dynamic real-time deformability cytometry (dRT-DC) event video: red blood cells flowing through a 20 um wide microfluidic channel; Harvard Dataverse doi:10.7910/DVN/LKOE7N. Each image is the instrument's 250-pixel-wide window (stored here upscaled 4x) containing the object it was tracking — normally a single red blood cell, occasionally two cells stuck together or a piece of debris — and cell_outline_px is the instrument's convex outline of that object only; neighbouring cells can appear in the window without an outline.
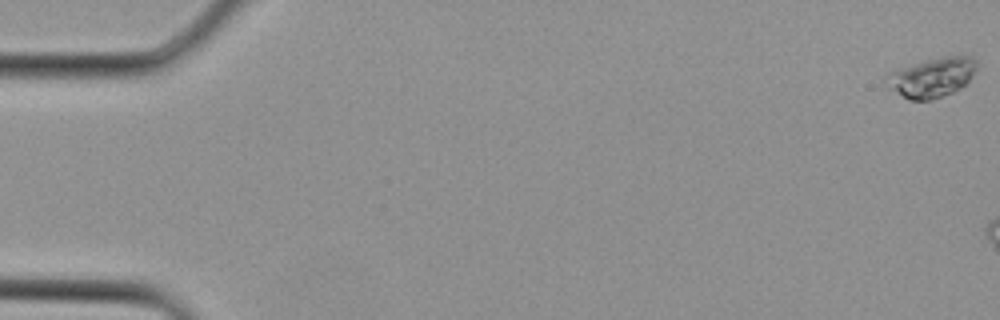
{"species": "Egyptian fruit bat (a non-hibernating species)", "species_latin": "Rousettus aegyptiacus", "temperature_condition": "cold", "stored_images_in_passage": 5, "camera_frame_rate_fps": 3000, "um_per_image_px": 0.085, "animal": {"sex": "female"}, "frame": {"image": 1, "passage_image": 1, "time_ms": 0.0, "image_size_px": [1000, 320], "cell_outline_px": [[976, 68], [968, 84], [952, 92], [932, 100], [908, 100], [888, 88], [884, 84], [884, 76], [888, 72], [924, 60], [944, 56], [972, 56], [976, 60]], "centroid_in_image_um": [79.17, 6.58], "position_along_channel_um": 5.8, "area_um2": 21.15}}